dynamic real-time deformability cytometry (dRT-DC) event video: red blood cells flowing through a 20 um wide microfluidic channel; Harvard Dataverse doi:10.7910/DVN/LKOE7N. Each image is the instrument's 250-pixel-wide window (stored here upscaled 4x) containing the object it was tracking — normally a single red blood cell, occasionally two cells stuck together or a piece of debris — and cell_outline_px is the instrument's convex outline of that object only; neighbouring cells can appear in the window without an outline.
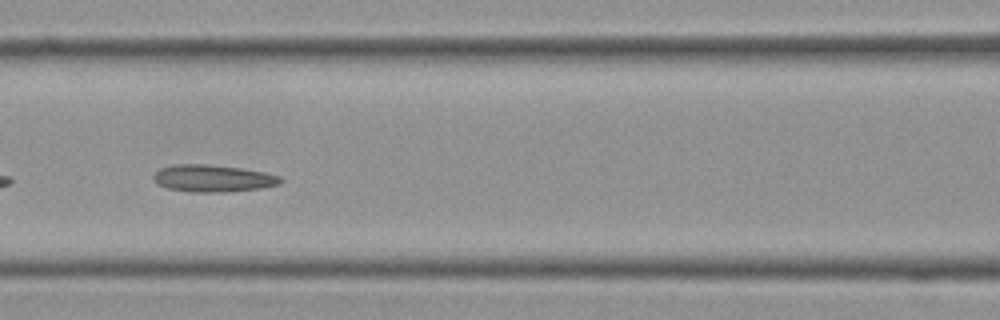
{"species": "Egyptian fruit bat (a non-hibernating species)", "species_latin": "Rousettus aegyptiacus", "temperature_condition": "cold", "stored_images_in_passage": 27, "camera_frame_rate_fps": 3000, "um_per_image_px": 0.085, "frame": {"image": 1, "passage_image": 8, "time_ms": 2.333, "image_size_px": [1000, 320], "cell_outline_px": [[284, 180], [280, 184], [260, 188], [224, 192], [192, 192], [168, 188], [156, 184], [152, 176], [160, 168], [172, 164], [208, 164], [240, 168], [264, 172], [280, 176]], "centroid_in_image_um": [18.08, 15.15], "position_along_channel_um": 148.5, "area_um2": 20.11}, "authors_computed_cell_mechanics": {"area_um2": 19.1896, "velocity_mm_per_s": 3.5071, "shape_relaxation_time_tau1_ms": null, "shape_relaxation_time_tau2_ms": 6.6977, "deformation_change_tau1": null, "deformation_change_tau2": 0.1335}}